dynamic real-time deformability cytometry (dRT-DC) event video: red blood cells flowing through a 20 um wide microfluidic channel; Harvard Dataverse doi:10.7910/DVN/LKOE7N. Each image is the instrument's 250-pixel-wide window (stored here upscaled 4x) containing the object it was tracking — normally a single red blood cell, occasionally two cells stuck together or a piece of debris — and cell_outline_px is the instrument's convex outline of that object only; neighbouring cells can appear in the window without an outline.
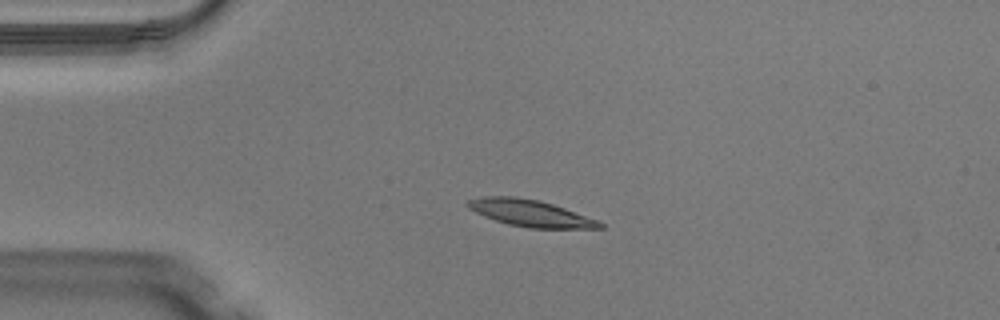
{"species": "Egyptian fruit bat (a non-hibernating species)", "species_latin": "Rousettus aegyptiacus", "temperature_condition": "warm", "stored_images_in_passage": 49, "camera_frame_rate_fps": 3000, "um_per_image_px": 0.085, "animal": {"sex": "male"}, "frame": {"image": 1, "passage_image": 11, "time_ms": 3.333, "image_size_px": [1000, 320], "cell_outline_px": [[604, 228], [528, 228], [508, 224], [484, 216], [468, 208], [464, 204], [468, 200], [484, 196], [512, 196], [540, 200], [600, 220], [604, 224]], "centroid_in_image_um": [45.09, 18.12], "position_along_channel_um": 39.9, "area_um2": 20.58}}
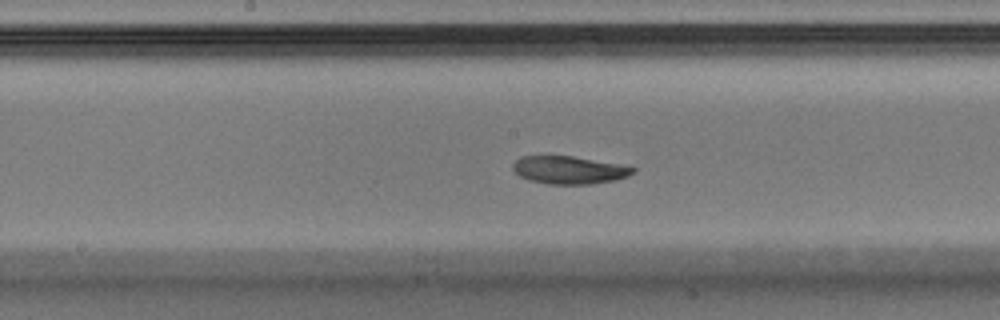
{"frame": {"image": 2, "passage_image": 25, "time_ms": 8.0, "image_size_px": [1000, 320], "cell_outline_px": [[636, 172], [628, 176], [616, 180], [592, 184], [548, 184], [528, 180], [520, 176], [512, 168], [512, 164], [516, 160], [524, 156], [572, 156], [616, 164], [636, 168]], "centroid_in_image_um": [48.37, 14.46], "position_along_channel_um": 199.8, "area_um2": 19.31}}
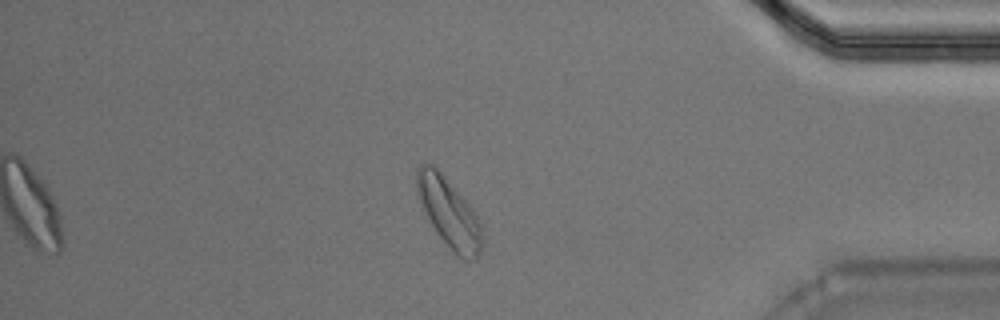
{"frame": {"image": 3, "passage_image": 42, "time_ms": 13.667, "image_size_px": [1000, 320], "cell_outline_px": [[484, 244], [480, 256], [476, 260], [464, 260], [452, 252], [436, 232], [428, 220], [416, 196], [416, 168], [420, 164], [432, 164], [440, 172], [468, 204], [476, 216], [480, 224]], "centroid_in_image_um": [38.15, 18.14], "position_along_channel_um": 397.1, "area_um2": 26.47}, "authors_computed_cell_mechanics": {"area_um2": 20.1722, "velocity_mm_per_s": 4.0487, "shape_relaxation_time_tau1_ms": 5.5997, "shape_relaxation_time_tau2_ms": null, "deformation_change_tau1": 0.1872, "deformation_change_tau2": null}}